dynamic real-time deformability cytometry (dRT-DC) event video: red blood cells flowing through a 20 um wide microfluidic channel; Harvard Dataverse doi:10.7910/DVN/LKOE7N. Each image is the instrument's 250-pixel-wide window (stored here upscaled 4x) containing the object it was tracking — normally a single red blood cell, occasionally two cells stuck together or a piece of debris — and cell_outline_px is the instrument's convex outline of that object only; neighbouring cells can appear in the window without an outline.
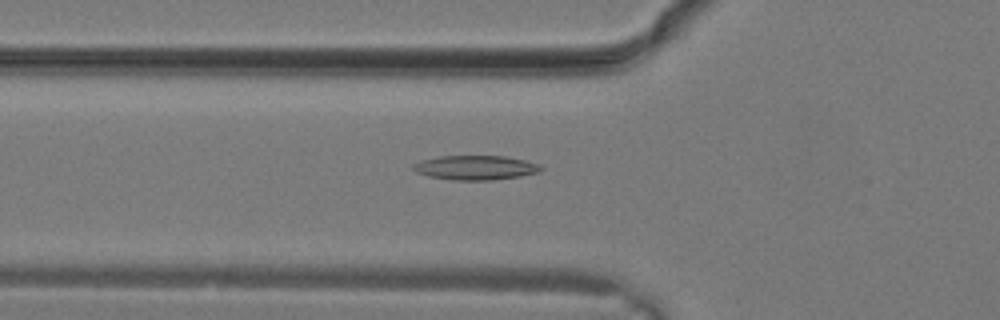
{"species": "common noctule bat (a hibernating species)", "species_latin": "Nyctalus noctula", "temperature_condition": "warm", "stored_images_in_passage": 8, "camera_frame_rate_fps": 3000, "um_per_image_px": 0.085, "animal": {"sex": "male", "body_mass_g": 19.2, "forearm_length_mm": 51.8}, "frame": {"image": 1, "passage_image": 4, "time_ms": 1.0, "image_size_px": [1000, 320], "cell_outline_px": [[544, 168], [540, 172], [520, 176], [492, 180], [452, 180], [428, 176], [416, 172], [412, 168], [412, 164], [420, 160], [440, 156], [504, 156], [524, 160], [540, 164]], "centroid_in_image_um": [40.41, 14.25], "position_along_channel_um": 85.4, "area_um2": 18.26}}
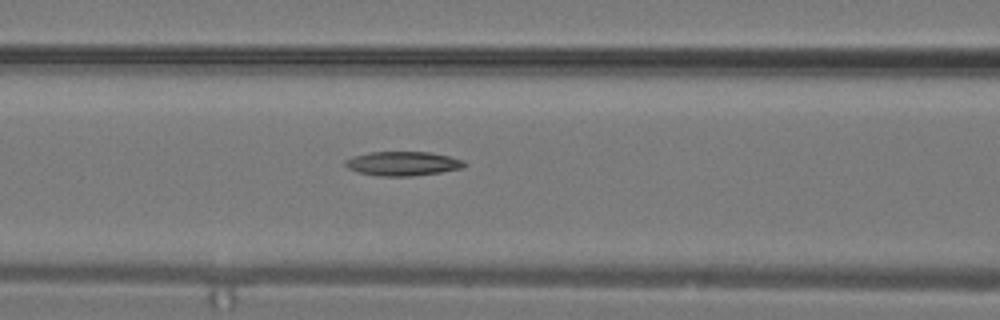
{"frame": {"image": 2, "passage_image": 6, "time_ms": 1.667, "image_size_px": [1000, 320], "cell_outline_px": [[468, 164], [464, 168], [440, 172], [412, 176], [380, 176], [356, 172], [348, 168], [344, 164], [344, 160], [352, 156], [372, 152], [428, 152], [448, 156], [464, 160]], "centroid_in_image_um": [34.23, 13.91], "position_along_channel_um": 132.4, "area_um2": 16.88}}
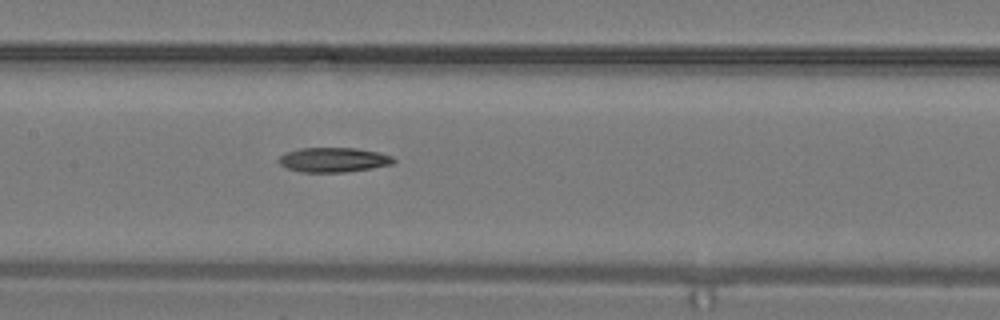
{"frame": {"image": 3, "passage_image": 8, "time_ms": 2.333, "image_size_px": [1000, 320], "cell_outline_px": [[396, 160], [392, 164], [372, 168], [344, 172], [304, 172], [288, 168], [280, 164], [280, 156], [288, 152], [300, 148], [356, 148], [380, 152], [392, 156]], "centroid_in_image_um": [28.4, 13.58], "position_along_channel_um": 179.0, "area_um2": 16.3}}